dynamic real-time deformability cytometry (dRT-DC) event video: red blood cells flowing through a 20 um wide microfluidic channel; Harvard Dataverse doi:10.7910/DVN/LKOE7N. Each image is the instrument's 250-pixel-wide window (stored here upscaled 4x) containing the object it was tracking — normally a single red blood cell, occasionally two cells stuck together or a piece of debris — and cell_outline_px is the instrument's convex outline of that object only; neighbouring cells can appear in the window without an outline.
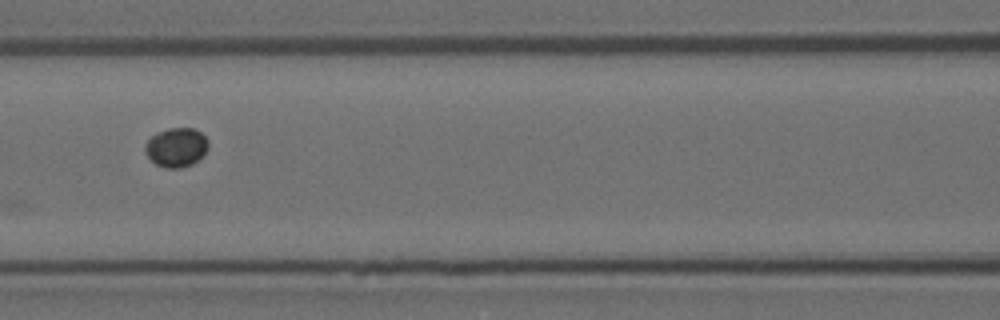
{"species": "Egyptian fruit bat (a non-hibernating species)", "species_latin": "Rousettus aegyptiacus", "temperature_condition": "room temperature", "stored_images_in_passage": 7, "camera_frame_rate_fps": 3000, "um_per_image_px": 0.085, "animal": {"sex": "female"}, "frame": {"image": 1, "passage_image": 4, "time_ms": 1.0, "image_size_px": [1000, 320], "cell_outline_px": [[208, 148], [192, 164], [180, 168], [164, 168], [156, 164], [144, 152], [144, 144], [156, 132], [168, 128], [196, 128], [208, 140]], "centroid_in_image_um": [14.96, 12.51], "position_along_channel_um": 151.6, "area_um2": 14.39}}
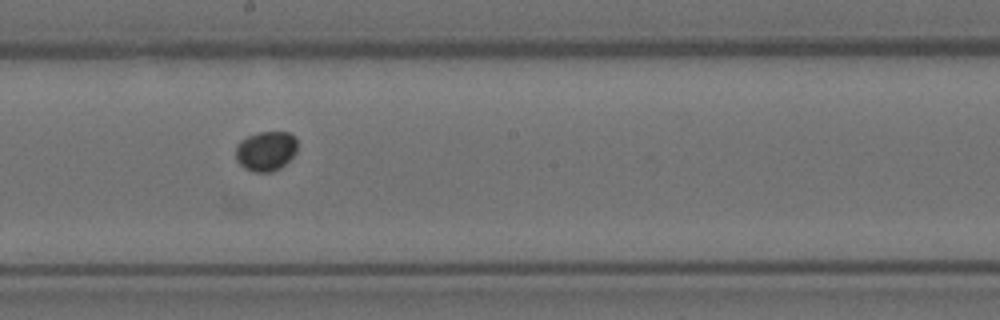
{"frame": {"image": 2, "passage_image": 6, "time_ms": 1.667, "image_size_px": [1000, 320], "cell_outline_px": [[296, 152], [280, 168], [272, 172], [256, 172], [244, 168], [236, 160], [236, 144], [240, 140], [248, 136], [260, 132], [288, 132], [296, 136]], "centroid_in_image_um": [22.59, 12.83], "position_along_channel_um": 225.6, "area_um2": 14.28}}